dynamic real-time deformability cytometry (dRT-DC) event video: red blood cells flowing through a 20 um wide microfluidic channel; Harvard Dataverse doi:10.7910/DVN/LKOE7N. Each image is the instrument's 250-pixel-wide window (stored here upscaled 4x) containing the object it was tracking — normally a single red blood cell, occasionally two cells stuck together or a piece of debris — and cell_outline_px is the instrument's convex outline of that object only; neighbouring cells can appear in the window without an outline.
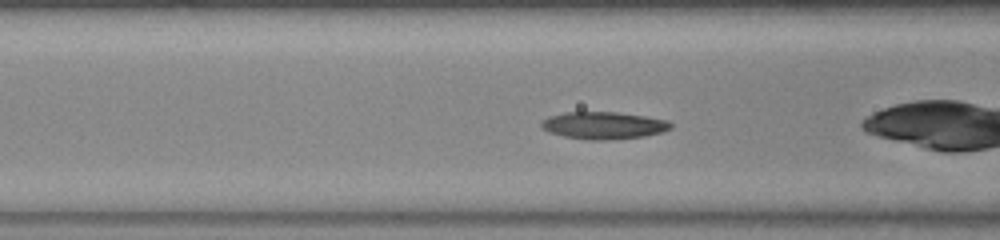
{"species": "common noctule bat (a hibernating species)", "species_latin": "Nyctalus noctula", "temperature_condition": "warm", "stored_images_in_passage": 47, "camera_frame_rate_fps": 3000, "um_per_image_px": 0.085, "animal": {"sex": "female", "body_mass_g": 23.0, "forearm_length_mm": 53.4}, "frame": {"image": 1, "passage_image": 14, "time_ms": 4.333, "image_size_px": [1000, 240], "cell_outline_px": [[672, 128], [660, 132], [644, 136], [608, 140], [588, 140], [564, 136], [552, 132], [544, 128], [540, 124], [548, 116], [568, 112], [616, 112], [644, 116], [668, 120], [672, 124]], "centroid_in_image_um": [51.34, 10.66], "position_along_channel_um": 115.3, "area_um2": 20.29}}
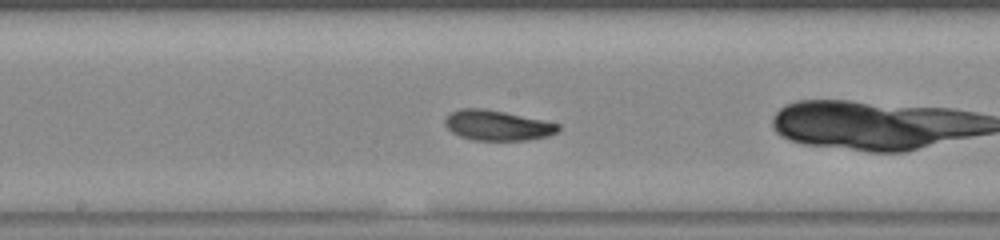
{"frame": {"image": 2, "passage_image": 21, "time_ms": 6.667, "image_size_px": [1000, 240], "cell_outline_px": [[560, 128], [556, 132], [548, 136], [528, 140], [472, 140], [460, 136], [452, 132], [444, 124], [444, 120], [452, 112], [460, 108], [484, 108], [504, 112], [560, 124]], "centroid_in_image_um": [42.25, 10.66], "position_along_channel_um": 205.9, "area_um2": 19.77}}
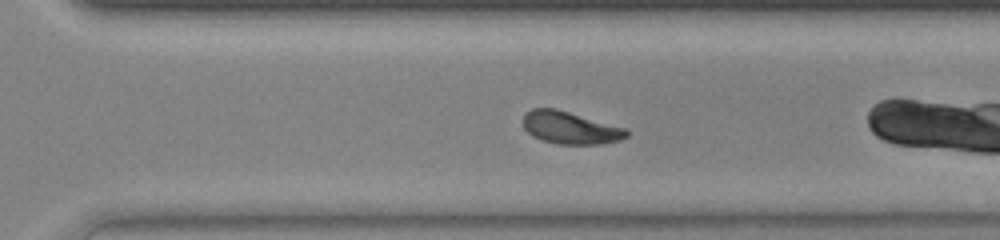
{"frame": {"image": 3, "passage_image": 30, "time_ms": 9.667, "image_size_px": [1000, 240], "cell_outline_px": [[628, 136], [620, 140], [600, 144], [556, 144], [532, 136], [524, 128], [524, 112], [532, 108], [556, 108], [624, 128], [628, 132]], "centroid_in_image_um": [48.43, 10.86], "position_along_channel_um": 322.2, "area_um2": 19.36}, "authors_computed_cell_mechanics": {"area_um2": 19.652, "velocity_mm_per_s": 3.8872, "shape_relaxation_time_tau1_ms": 4.2141, "shape_relaxation_time_tau2_ms": 2.781, "deformation_change_tau1": 0.1715, "deformation_change_tau2": 0.0984}}